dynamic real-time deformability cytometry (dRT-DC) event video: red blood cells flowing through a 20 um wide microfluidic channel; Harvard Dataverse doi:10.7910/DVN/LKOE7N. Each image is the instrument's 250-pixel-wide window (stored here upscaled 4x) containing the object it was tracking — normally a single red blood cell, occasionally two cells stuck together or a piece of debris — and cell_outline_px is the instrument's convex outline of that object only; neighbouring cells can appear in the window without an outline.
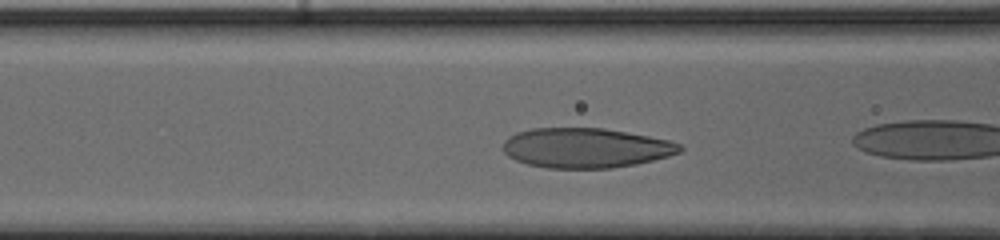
{"species": "human", "species_latin": "Homo sapiens", "temperature_condition": "cold", "stored_images_in_passage": 14, "camera_frame_rate_fps": 3000, "um_per_image_px": 0.085, "donor": {"sex": "male"}, "frame": {"image": 1, "passage_image": 3, "time_ms": 0.667, "image_size_px": [1000, 240], "cell_outline_px": [[684, 148], [680, 152], [668, 156], [636, 164], [612, 168], [548, 168], [528, 164], [516, 160], [508, 156], [504, 152], [504, 140], [508, 136], [516, 132], [532, 128], [604, 128], [648, 136], [668, 140], [680, 144]], "centroid_in_image_um": [49.77, 12.57], "position_along_channel_um": 116.8, "area_um2": 40.98}}